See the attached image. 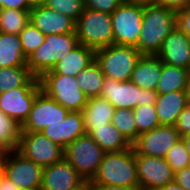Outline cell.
I'll list each match as a JSON object with an SVG mask.
<instances>
[{"instance_id": "43", "label": "cell", "mask_w": 190, "mask_h": 190, "mask_svg": "<svg viewBox=\"0 0 190 190\" xmlns=\"http://www.w3.org/2000/svg\"><path fill=\"white\" fill-rule=\"evenodd\" d=\"M0 190H19V188L4 175L0 183Z\"/></svg>"}, {"instance_id": "38", "label": "cell", "mask_w": 190, "mask_h": 190, "mask_svg": "<svg viewBox=\"0 0 190 190\" xmlns=\"http://www.w3.org/2000/svg\"><path fill=\"white\" fill-rule=\"evenodd\" d=\"M177 27L190 39V5L176 12Z\"/></svg>"}, {"instance_id": "4", "label": "cell", "mask_w": 190, "mask_h": 190, "mask_svg": "<svg viewBox=\"0 0 190 190\" xmlns=\"http://www.w3.org/2000/svg\"><path fill=\"white\" fill-rule=\"evenodd\" d=\"M142 56L133 46L112 44L95 50V60L105 77L130 81L138 59Z\"/></svg>"}, {"instance_id": "5", "label": "cell", "mask_w": 190, "mask_h": 190, "mask_svg": "<svg viewBox=\"0 0 190 190\" xmlns=\"http://www.w3.org/2000/svg\"><path fill=\"white\" fill-rule=\"evenodd\" d=\"M79 44L97 50L113 44L111 14L85 8L75 21Z\"/></svg>"}, {"instance_id": "36", "label": "cell", "mask_w": 190, "mask_h": 190, "mask_svg": "<svg viewBox=\"0 0 190 190\" xmlns=\"http://www.w3.org/2000/svg\"><path fill=\"white\" fill-rule=\"evenodd\" d=\"M85 8L112 14L124 0H84Z\"/></svg>"}, {"instance_id": "7", "label": "cell", "mask_w": 190, "mask_h": 190, "mask_svg": "<svg viewBox=\"0 0 190 190\" xmlns=\"http://www.w3.org/2000/svg\"><path fill=\"white\" fill-rule=\"evenodd\" d=\"M64 151V158L86 182H90L97 173L106 153L89 134L81 135L69 143Z\"/></svg>"}, {"instance_id": "45", "label": "cell", "mask_w": 190, "mask_h": 190, "mask_svg": "<svg viewBox=\"0 0 190 190\" xmlns=\"http://www.w3.org/2000/svg\"><path fill=\"white\" fill-rule=\"evenodd\" d=\"M187 152L190 154V133L181 137Z\"/></svg>"}, {"instance_id": "18", "label": "cell", "mask_w": 190, "mask_h": 190, "mask_svg": "<svg viewBox=\"0 0 190 190\" xmlns=\"http://www.w3.org/2000/svg\"><path fill=\"white\" fill-rule=\"evenodd\" d=\"M157 56L162 63L189 69L190 39L176 27L163 41Z\"/></svg>"}, {"instance_id": "49", "label": "cell", "mask_w": 190, "mask_h": 190, "mask_svg": "<svg viewBox=\"0 0 190 190\" xmlns=\"http://www.w3.org/2000/svg\"><path fill=\"white\" fill-rule=\"evenodd\" d=\"M186 92L190 98V70H189V73H188V78H187V86H186Z\"/></svg>"}, {"instance_id": "16", "label": "cell", "mask_w": 190, "mask_h": 190, "mask_svg": "<svg viewBox=\"0 0 190 190\" xmlns=\"http://www.w3.org/2000/svg\"><path fill=\"white\" fill-rule=\"evenodd\" d=\"M41 91V87H18L0 93V110L22 126Z\"/></svg>"}, {"instance_id": "30", "label": "cell", "mask_w": 190, "mask_h": 190, "mask_svg": "<svg viewBox=\"0 0 190 190\" xmlns=\"http://www.w3.org/2000/svg\"><path fill=\"white\" fill-rule=\"evenodd\" d=\"M21 125L0 110V152L17 149Z\"/></svg>"}, {"instance_id": "47", "label": "cell", "mask_w": 190, "mask_h": 190, "mask_svg": "<svg viewBox=\"0 0 190 190\" xmlns=\"http://www.w3.org/2000/svg\"><path fill=\"white\" fill-rule=\"evenodd\" d=\"M28 3L31 7L40 6V5H44L45 0H28Z\"/></svg>"}, {"instance_id": "13", "label": "cell", "mask_w": 190, "mask_h": 190, "mask_svg": "<svg viewBox=\"0 0 190 190\" xmlns=\"http://www.w3.org/2000/svg\"><path fill=\"white\" fill-rule=\"evenodd\" d=\"M180 140L181 136L175 126L159 125L141 133L132 147L139 155L166 158L168 151Z\"/></svg>"}, {"instance_id": "29", "label": "cell", "mask_w": 190, "mask_h": 190, "mask_svg": "<svg viewBox=\"0 0 190 190\" xmlns=\"http://www.w3.org/2000/svg\"><path fill=\"white\" fill-rule=\"evenodd\" d=\"M30 20V10L0 9V32L18 35Z\"/></svg>"}, {"instance_id": "39", "label": "cell", "mask_w": 190, "mask_h": 190, "mask_svg": "<svg viewBox=\"0 0 190 190\" xmlns=\"http://www.w3.org/2000/svg\"><path fill=\"white\" fill-rule=\"evenodd\" d=\"M174 181L185 190H190V166L175 172Z\"/></svg>"}, {"instance_id": "48", "label": "cell", "mask_w": 190, "mask_h": 190, "mask_svg": "<svg viewBox=\"0 0 190 190\" xmlns=\"http://www.w3.org/2000/svg\"><path fill=\"white\" fill-rule=\"evenodd\" d=\"M4 175L5 173H4L3 159H2V153H1L0 155V183Z\"/></svg>"}, {"instance_id": "10", "label": "cell", "mask_w": 190, "mask_h": 190, "mask_svg": "<svg viewBox=\"0 0 190 190\" xmlns=\"http://www.w3.org/2000/svg\"><path fill=\"white\" fill-rule=\"evenodd\" d=\"M4 173L19 189L40 190L43 167L16 149L2 153Z\"/></svg>"}, {"instance_id": "15", "label": "cell", "mask_w": 190, "mask_h": 190, "mask_svg": "<svg viewBox=\"0 0 190 190\" xmlns=\"http://www.w3.org/2000/svg\"><path fill=\"white\" fill-rule=\"evenodd\" d=\"M40 190H87V182L64 158L43 167Z\"/></svg>"}, {"instance_id": "40", "label": "cell", "mask_w": 190, "mask_h": 190, "mask_svg": "<svg viewBox=\"0 0 190 190\" xmlns=\"http://www.w3.org/2000/svg\"><path fill=\"white\" fill-rule=\"evenodd\" d=\"M2 8L30 10L32 7L29 5L28 0H0V9Z\"/></svg>"}, {"instance_id": "26", "label": "cell", "mask_w": 190, "mask_h": 190, "mask_svg": "<svg viewBox=\"0 0 190 190\" xmlns=\"http://www.w3.org/2000/svg\"><path fill=\"white\" fill-rule=\"evenodd\" d=\"M89 135L106 153L119 152L132 147L112 123L96 127V130H92Z\"/></svg>"}, {"instance_id": "42", "label": "cell", "mask_w": 190, "mask_h": 190, "mask_svg": "<svg viewBox=\"0 0 190 190\" xmlns=\"http://www.w3.org/2000/svg\"><path fill=\"white\" fill-rule=\"evenodd\" d=\"M87 190H138V189L127 188L123 186L104 185V184H87Z\"/></svg>"}, {"instance_id": "21", "label": "cell", "mask_w": 190, "mask_h": 190, "mask_svg": "<svg viewBox=\"0 0 190 190\" xmlns=\"http://www.w3.org/2000/svg\"><path fill=\"white\" fill-rule=\"evenodd\" d=\"M95 61V50L79 44L67 53L51 71L43 75H65L76 77L83 69Z\"/></svg>"}, {"instance_id": "37", "label": "cell", "mask_w": 190, "mask_h": 190, "mask_svg": "<svg viewBox=\"0 0 190 190\" xmlns=\"http://www.w3.org/2000/svg\"><path fill=\"white\" fill-rule=\"evenodd\" d=\"M175 127L181 137L190 133V104L180 113Z\"/></svg>"}, {"instance_id": "33", "label": "cell", "mask_w": 190, "mask_h": 190, "mask_svg": "<svg viewBox=\"0 0 190 190\" xmlns=\"http://www.w3.org/2000/svg\"><path fill=\"white\" fill-rule=\"evenodd\" d=\"M24 55H29L40 47L45 40V35L41 33L30 21L25 28L18 34Z\"/></svg>"}, {"instance_id": "12", "label": "cell", "mask_w": 190, "mask_h": 190, "mask_svg": "<svg viewBox=\"0 0 190 190\" xmlns=\"http://www.w3.org/2000/svg\"><path fill=\"white\" fill-rule=\"evenodd\" d=\"M139 190H158L174 181V172L165 158L135 152Z\"/></svg>"}, {"instance_id": "6", "label": "cell", "mask_w": 190, "mask_h": 190, "mask_svg": "<svg viewBox=\"0 0 190 190\" xmlns=\"http://www.w3.org/2000/svg\"><path fill=\"white\" fill-rule=\"evenodd\" d=\"M158 93L155 90L139 88L132 81H116L105 77L100 97L111 103L115 109H134L136 106L155 105Z\"/></svg>"}, {"instance_id": "24", "label": "cell", "mask_w": 190, "mask_h": 190, "mask_svg": "<svg viewBox=\"0 0 190 190\" xmlns=\"http://www.w3.org/2000/svg\"><path fill=\"white\" fill-rule=\"evenodd\" d=\"M18 87H41L28 66L0 68V93Z\"/></svg>"}, {"instance_id": "14", "label": "cell", "mask_w": 190, "mask_h": 190, "mask_svg": "<svg viewBox=\"0 0 190 190\" xmlns=\"http://www.w3.org/2000/svg\"><path fill=\"white\" fill-rule=\"evenodd\" d=\"M69 111L41 91L35 98L21 132H42L52 123L62 122Z\"/></svg>"}, {"instance_id": "3", "label": "cell", "mask_w": 190, "mask_h": 190, "mask_svg": "<svg viewBox=\"0 0 190 190\" xmlns=\"http://www.w3.org/2000/svg\"><path fill=\"white\" fill-rule=\"evenodd\" d=\"M78 45L75 32L46 35L44 43L27 58V66L35 77L40 78Z\"/></svg>"}, {"instance_id": "22", "label": "cell", "mask_w": 190, "mask_h": 190, "mask_svg": "<svg viewBox=\"0 0 190 190\" xmlns=\"http://www.w3.org/2000/svg\"><path fill=\"white\" fill-rule=\"evenodd\" d=\"M162 68L163 63L157 55H142L135 65L130 81L139 88L156 91Z\"/></svg>"}, {"instance_id": "31", "label": "cell", "mask_w": 190, "mask_h": 190, "mask_svg": "<svg viewBox=\"0 0 190 190\" xmlns=\"http://www.w3.org/2000/svg\"><path fill=\"white\" fill-rule=\"evenodd\" d=\"M111 123L131 145L137 140V127L132 109H115Z\"/></svg>"}, {"instance_id": "46", "label": "cell", "mask_w": 190, "mask_h": 190, "mask_svg": "<svg viewBox=\"0 0 190 190\" xmlns=\"http://www.w3.org/2000/svg\"><path fill=\"white\" fill-rule=\"evenodd\" d=\"M127 1L141 5L156 4V0H127Z\"/></svg>"}, {"instance_id": "20", "label": "cell", "mask_w": 190, "mask_h": 190, "mask_svg": "<svg viewBox=\"0 0 190 190\" xmlns=\"http://www.w3.org/2000/svg\"><path fill=\"white\" fill-rule=\"evenodd\" d=\"M190 104L186 91L158 94L155 109L160 125L175 126L183 109Z\"/></svg>"}, {"instance_id": "8", "label": "cell", "mask_w": 190, "mask_h": 190, "mask_svg": "<svg viewBox=\"0 0 190 190\" xmlns=\"http://www.w3.org/2000/svg\"><path fill=\"white\" fill-rule=\"evenodd\" d=\"M113 44L137 47L143 21V5L124 2L111 14Z\"/></svg>"}, {"instance_id": "44", "label": "cell", "mask_w": 190, "mask_h": 190, "mask_svg": "<svg viewBox=\"0 0 190 190\" xmlns=\"http://www.w3.org/2000/svg\"><path fill=\"white\" fill-rule=\"evenodd\" d=\"M158 190H185V189L181 187L180 185H178L175 181H173Z\"/></svg>"}, {"instance_id": "17", "label": "cell", "mask_w": 190, "mask_h": 190, "mask_svg": "<svg viewBox=\"0 0 190 190\" xmlns=\"http://www.w3.org/2000/svg\"><path fill=\"white\" fill-rule=\"evenodd\" d=\"M29 21L45 36L75 32V21L72 18L45 5L32 7Z\"/></svg>"}, {"instance_id": "23", "label": "cell", "mask_w": 190, "mask_h": 190, "mask_svg": "<svg viewBox=\"0 0 190 190\" xmlns=\"http://www.w3.org/2000/svg\"><path fill=\"white\" fill-rule=\"evenodd\" d=\"M114 111L115 107L106 99L101 97L88 98L82 110L86 134L96 130V127L111 123Z\"/></svg>"}, {"instance_id": "27", "label": "cell", "mask_w": 190, "mask_h": 190, "mask_svg": "<svg viewBox=\"0 0 190 190\" xmlns=\"http://www.w3.org/2000/svg\"><path fill=\"white\" fill-rule=\"evenodd\" d=\"M188 73L189 69L163 63L156 92L167 94L173 91H186Z\"/></svg>"}, {"instance_id": "25", "label": "cell", "mask_w": 190, "mask_h": 190, "mask_svg": "<svg viewBox=\"0 0 190 190\" xmlns=\"http://www.w3.org/2000/svg\"><path fill=\"white\" fill-rule=\"evenodd\" d=\"M27 66L19 35L0 32V68Z\"/></svg>"}, {"instance_id": "1", "label": "cell", "mask_w": 190, "mask_h": 190, "mask_svg": "<svg viewBox=\"0 0 190 190\" xmlns=\"http://www.w3.org/2000/svg\"><path fill=\"white\" fill-rule=\"evenodd\" d=\"M176 27V11L157 4L143 5L142 30L136 48L142 55H157Z\"/></svg>"}, {"instance_id": "34", "label": "cell", "mask_w": 190, "mask_h": 190, "mask_svg": "<svg viewBox=\"0 0 190 190\" xmlns=\"http://www.w3.org/2000/svg\"><path fill=\"white\" fill-rule=\"evenodd\" d=\"M44 5L69 16L74 21H76L85 10L84 0H45Z\"/></svg>"}, {"instance_id": "41", "label": "cell", "mask_w": 190, "mask_h": 190, "mask_svg": "<svg viewBox=\"0 0 190 190\" xmlns=\"http://www.w3.org/2000/svg\"><path fill=\"white\" fill-rule=\"evenodd\" d=\"M156 4L177 12L190 5V0H156Z\"/></svg>"}, {"instance_id": "9", "label": "cell", "mask_w": 190, "mask_h": 190, "mask_svg": "<svg viewBox=\"0 0 190 190\" xmlns=\"http://www.w3.org/2000/svg\"><path fill=\"white\" fill-rule=\"evenodd\" d=\"M41 90L68 111H82L87 97L80 89L75 77L65 75H42Z\"/></svg>"}, {"instance_id": "28", "label": "cell", "mask_w": 190, "mask_h": 190, "mask_svg": "<svg viewBox=\"0 0 190 190\" xmlns=\"http://www.w3.org/2000/svg\"><path fill=\"white\" fill-rule=\"evenodd\" d=\"M75 78L87 99L100 97L105 76L96 60L83 69Z\"/></svg>"}, {"instance_id": "2", "label": "cell", "mask_w": 190, "mask_h": 190, "mask_svg": "<svg viewBox=\"0 0 190 190\" xmlns=\"http://www.w3.org/2000/svg\"><path fill=\"white\" fill-rule=\"evenodd\" d=\"M87 184L123 186L139 190L133 147L119 152L105 153L97 173Z\"/></svg>"}, {"instance_id": "32", "label": "cell", "mask_w": 190, "mask_h": 190, "mask_svg": "<svg viewBox=\"0 0 190 190\" xmlns=\"http://www.w3.org/2000/svg\"><path fill=\"white\" fill-rule=\"evenodd\" d=\"M133 115L137 127V138L141 133L151 131L160 125L155 105L136 106L133 109Z\"/></svg>"}, {"instance_id": "11", "label": "cell", "mask_w": 190, "mask_h": 190, "mask_svg": "<svg viewBox=\"0 0 190 190\" xmlns=\"http://www.w3.org/2000/svg\"><path fill=\"white\" fill-rule=\"evenodd\" d=\"M34 163L46 167L64 159V148L55 144L41 132H21L16 149Z\"/></svg>"}, {"instance_id": "19", "label": "cell", "mask_w": 190, "mask_h": 190, "mask_svg": "<svg viewBox=\"0 0 190 190\" xmlns=\"http://www.w3.org/2000/svg\"><path fill=\"white\" fill-rule=\"evenodd\" d=\"M41 133L65 149L69 143L86 134L82 111H69L62 122L50 124Z\"/></svg>"}, {"instance_id": "35", "label": "cell", "mask_w": 190, "mask_h": 190, "mask_svg": "<svg viewBox=\"0 0 190 190\" xmlns=\"http://www.w3.org/2000/svg\"><path fill=\"white\" fill-rule=\"evenodd\" d=\"M165 159L174 173L188 167L190 164V154L187 152L182 140L168 151Z\"/></svg>"}]
</instances>
